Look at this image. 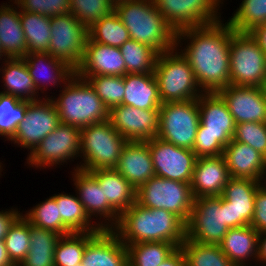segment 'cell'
Masks as SVG:
<instances>
[{
	"label": "cell",
	"instance_id": "cell-1",
	"mask_svg": "<svg viewBox=\"0 0 266 266\" xmlns=\"http://www.w3.org/2000/svg\"><path fill=\"white\" fill-rule=\"evenodd\" d=\"M234 30L220 21L176 32V48L181 39L190 42L181 54L192 67L204 93L218 92L230 84V39Z\"/></svg>",
	"mask_w": 266,
	"mask_h": 266
},
{
	"label": "cell",
	"instance_id": "cell-2",
	"mask_svg": "<svg viewBox=\"0 0 266 266\" xmlns=\"http://www.w3.org/2000/svg\"><path fill=\"white\" fill-rule=\"evenodd\" d=\"M112 230L125 245L159 241L180 247L186 238V224L177 215L136 202L119 215Z\"/></svg>",
	"mask_w": 266,
	"mask_h": 266
},
{
	"label": "cell",
	"instance_id": "cell-3",
	"mask_svg": "<svg viewBox=\"0 0 266 266\" xmlns=\"http://www.w3.org/2000/svg\"><path fill=\"white\" fill-rule=\"evenodd\" d=\"M114 11L132 40L150 46L159 54L176 47V32L157 10L153 0H117Z\"/></svg>",
	"mask_w": 266,
	"mask_h": 266
},
{
	"label": "cell",
	"instance_id": "cell-4",
	"mask_svg": "<svg viewBox=\"0 0 266 266\" xmlns=\"http://www.w3.org/2000/svg\"><path fill=\"white\" fill-rule=\"evenodd\" d=\"M198 107L200 123L192 151L197 157L222 155L236 128L227 104L217 92L203 93Z\"/></svg>",
	"mask_w": 266,
	"mask_h": 266
},
{
	"label": "cell",
	"instance_id": "cell-5",
	"mask_svg": "<svg viewBox=\"0 0 266 266\" xmlns=\"http://www.w3.org/2000/svg\"><path fill=\"white\" fill-rule=\"evenodd\" d=\"M63 87L53 99L60 123L81 129L109 119L108 108L87 80L75 74Z\"/></svg>",
	"mask_w": 266,
	"mask_h": 266
},
{
	"label": "cell",
	"instance_id": "cell-6",
	"mask_svg": "<svg viewBox=\"0 0 266 266\" xmlns=\"http://www.w3.org/2000/svg\"><path fill=\"white\" fill-rule=\"evenodd\" d=\"M176 50L175 47L157 57L154 75L162 103L194 100L204 93L196 81L190 63Z\"/></svg>",
	"mask_w": 266,
	"mask_h": 266
},
{
	"label": "cell",
	"instance_id": "cell-7",
	"mask_svg": "<svg viewBox=\"0 0 266 266\" xmlns=\"http://www.w3.org/2000/svg\"><path fill=\"white\" fill-rule=\"evenodd\" d=\"M80 157L84 163L76 169L90 172L117 166L127 140L119 134L109 120L80 129Z\"/></svg>",
	"mask_w": 266,
	"mask_h": 266
},
{
	"label": "cell",
	"instance_id": "cell-8",
	"mask_svg": "<svg viewBox=\"0 0 266 266\" xmlns=\"http://www.w3.org/2000/svg\"><path fill=\"white\" fill-rule=\"evenodd\" d=\"M266 81V54L249 32H237L230 39V84L262 87Z\"/></svg>",
	"mask_w": 266,
	"mask_h": 266
},
{
	"label": "cell",
	"instance_id": "cell-9",
	"mask_svg": "<svg viewBox=\"0 0 266 266\" xmlns=\"http://www.w3.org/2000/svg\"><path fill=\"white\" fill-rule=\"evenodd\" d=\"M136 203L148 209H164L187 223L194 197L190 183L152 177L136 189Z\"/></svg>",
	"mask_w": 266,
	"mask_h": 266
},
{
	"label": "cell",
	"instance_id": "cell-10",
	"mask_svg": "<svg viewBox=\"0 0 266 266\" xmlns=\"http://www.w3.org/2000/svg\"><path fill=\"white\" fill-rule=\"evenodd\" d=\"M159 117L158 138L177 147L193 149L200 123L198 99L162 103Z\"/></svg>",
	"mask_w": 266,
	"mask_h": 266
},
{
	"label": "cell",
	"instance_id": "cell-11",
	"mask_svg": "<svg viewBox=\"0 0 266 266\" xmlns=\"http://www.w3.org/2000/svg\"><path fill=\"white\" fill-rule=\"evenodd\" d=\"M228 230L225 198L222 195L194 199L186 223V238L188 240L219 245Z\"/></svg>",
	"mask_w": 266,
	"mask_h": 266
},
{
	"label": "cell",
	"instance_id": "cell-12",
	"mask_svg": "<svg viewBox=\"0 0 266 266\" xmlns=\"http://www.w3.org/2000/svg\"><path fill=\"white\" fill-rule=\"evenodd\" d=\"M50 22L51 38L47 53L76 70L84 57L88 28L71 13L50 17Z\"/></svg>",
	"mask_w": 266,
	"mask_h": 266
},
{
	"label": "cell",
	"instance_id": "cell-13",
	"mask_svg": "<svg viewBox=\"0 0 266 266\" xmlns=\"http://www.w3.org/2000/svg\"><path fill=\"white\" fill-rule=\"evenodd\" d=\"M223 0H153L157 10L175 32L198 27L221 19L218 16Z\"/></svg>",
	"mask_w": 266,
	"mask_h": 266
},
{
	"label": "cell",
	"instance_id": "cell-14",
	"mask_svg": "<svg viewBox=\"0 0 266 266\" xmlns=\"http://www.w3.org/2000/svg\"><path fill=\"white\" fill-rule=\"evenodd\" d=\"M49 98L45 96L41 101H27V110L24 118L10 140L22 148L30 149V153L60 124L56 105L53 102V98Z\"/></svg>",
	"mask_w": 266,
	"mask_h": 266
},
{
	"label": "cell",
	"instance_id": "cell-15",
	"mask_svg": "<svg viewBox=\"0 0 266 266\" xmlns=\"http://www.w3.org/2000/svg\"><path fill=\"white\" fill-rule=\"evenodd\" d=\"M80 128L60 123L29 154L27 163L44 167L59 165L80 156Z\"/></svg>",
	"mask_w": 266,
	"mask_h": 266
},
{
	"label": "cell",
	"instance_id": "cell-16",
	"mask_svg": "<svg viewBox=\"0 0 266 266\" xmlns=\"http://www.w3.org/2000/svg\"><path fill=\"white\" fill-rule=\"evenodd\" d=\"M152 157L155 176L190 183L197 161L196 154L184 147L155 137L147 141Z\"/></svg>",
	"mask_w": 266,
	"mask_h": 266
},
{
	"label": "cell",
	"instance_id": "cell-17",
	"mask_svg": "<svg viewBox=\"0 0 266 266\" xmlns=\"http://www.w3.org/2000/svg\"><path fill=\"white\" fill-rule=\"evenodd\" d=\"M108 120L127 141H148L158 135L159 110L139 109L121 104L109 110Z\"/></svg>",
	"mask_w": 266,
	"mask_h": 266
},
{
	"label": "cell",
	"instance_id": "cell-18",
	"mask_svg": "<svg viewBox=\"0 0 266 266\" xmlns=\"http://www.w3.org/2000/svg\"><path fill=\"white\" fill-rule=\"evenodd\" d=\"M260 181L251 178H230L224 187L226 225L229 229L251 224L254 202Z\"/></svg>",
	"mask_w": 266,
	"mask_h": 266
},
{
	"label": "cell",
	"instance_id": "cell-19",
	"mask_svg": "<svg viewBox=\"0 0 266 266\" xmlns=\"http://www.w3.org/2000/svg\"><path fill=\"white\" fill-rule=\"evenodd\" d=\"M217 93L226 102L235 124L266 123V99L261 87L229 84Z\"/></svg>",
	"mask_w": 266,
	"mask_h": 266
},
{
	"label": "cell",
	"instance_id": "cell-20",
	"mask_svg": "<svg viewBox=\"0 0 266 266\" xmlns=\"http://www.w3.org/2000/svg\"><path fill=\"white\" fill-rule=\"evenodd\" d=\"M75 74L85 80L96 75L124 76L125 61L120 48L93 42L88 37L84 57Z\"/></svg>",
	"mask_w": 266,
	"mask_h": 266
},
{
	"label": "cell",
	"instance_id": "cell-21",
	"mask_svg": "<svg viewBox=\"0 0 266 266\" xmlns=\"http://www.w3.org/2000/svg\"><path fill=\"white\" fill-rule=\"evenodd\" d=\"M230 178L223 155L198 157L190 182L194 199L221 196Z\"/></svg>",
	"mask_w": 266,
	"mask_h": 266
},
{
	"label": "cell",
	"instance_id": "cell-22",
	"mask_svg": "<svg viewBox=\"0 0 266 266\" xmlns=\"http://www.w3.org/2000/svg\"><path fill=\"white\" fill-rule=\"evenodd\" d=\"M81 263L84 266H126V245L112 229H101L86 244Z\"/></svg>",
	"mask_w": 266,
	"mask_h": 266
},
{
	"label": "cell",
	"instance_id": "cell-23",
	"mask_svg": "<svg viewBox=\"0 0 266 266\" xmlns=\"http://www.w3.org/2000/svg\"><path fill=\"white\" fill-rule=\"evenodd\" d=\"M72 172L74 185H76L78 199L84 206L86 213L92 218L93 215H99L105 220L111 221L105 224V229H112L119 220V213L104 199L103 188L100 187L98 180L90 173L84 170L75 169ZM110 219V220H109Z\"/></svg>",
	"mask_w": 266,
	"mask_h": 266
},
{
	"label": "cell",
	"instance_id": "cell-24",
	"mask_svg": "<svg viewBox=\"0 0 266 266\" xmlns=\"http://www.w3.org/2000/svg\"><path fill=\"white\" fill-rule=\"evenodd\" d=\"M135 189L155 176L147 141H127L114 168Z\"/></svg>",
	"mask_w": 266,
	"mask_h": 266
},
{
	"label": "cell",
	"instance_id": "cell-25",
	"mask_svg": "<svg viewBox=\"0 0 266 266\" xmlns=\"http://www.w3.org/2000/svg\"><path fill=\"white\" fill-rule=\"evenodd\" d=\"M230 177L260 181L266 170V157L251 146L232 139L223 154Z\"/></svg>",
	"mask_w": 266,
	"mask_h": 266
},
{
	"label": "cell",
	"instance_id": "cell-26",
	"mask_svg": "<svg viewBox=\"0 0 266 266\" xmlns=\"http://www.w3.org/2000/svg\"><path fill=\"white\" fill-rule=\"evenodd\" d=\"M23 59L26 63L29 75L33 78L36 90L38 91L45 89V82L54 85H56V83L58 84V82L59 84L60 82H63L65 85L75 75V70L72 67L63 61L52 57L47 52L26 54ZM43 76L44 79H42V81L41 78H43ZM45 78H47V81Z\"/></svg>",
	"mask_w": 266,
	"mask_h": 266
},
{
	"label": "cell",
	"instance_id": "cell-27",
	"mask_svg": "<svg viewBox=\"0 0 266 266\" xmlns=\"http://www.w3.org/2000/svg\"><path fill=\"white\" fill-rule=\"evenodd\" d=\"M122 105L139 109L159 110L162 105L154 73L125 74Z\"/></svg>",
	"mask_w": 266,
	"mask_h": 266
},
{
	"label": "cell",
	"instance_id": "cell-28",
	"mask_svg": "<svg viewBox=\"0 0 266 266\" xmlns=\"http://www.w3.org/2000/svg\"><path fill=\"white\" fill-rule=\"evenodd\" d=\"M90 173L103 188L104 199L119 214L136 202V189L114 168L92 170Z\"/></svg>",
	"mask_w": 266,
	"mask_h": 266
},
{
	"label": "cell",
	"instance_id": "cell-29",
	"mask_svg": "<svg viewBox=\"0 0 266 266\" xmlns=\"http://www.w3.org/2000/svg\"><path fill=\"white\" fill-rule=\"evenodd\" d=\"M258 236L259 233L251 225L232 228L224 235L219 246L235 266H247L250 257L257 259Z\"/></svg>",
	"mask_w": 266,
	"mask_h": 266
},
{
	"label": "cell",
	"instance_id": "cell-30",
	"mask_svg": "<svg viewBox=\"0 0 266 266\" xmlns=\"http://www.w3.org/2000/svg\"><path fill=\"white\" fill-rule=\"evenodd\" d=\"M5 4L0 7V45L7 59L24 58L27 43L20 21V11Z\"/></svg>",
	"mask_w": 266,
	"mask_h": 266
},
{
	"label": "cell",
	"instance_id": "cell-31",
	"mask_svg": "<svg viewBox=\"0 0 266 266\" xmlns=\"http://www.w3.org/2000/svg\"><path fill=\"white\" fill-rule=\"evenodd\" d=\"M4 64L2 67H5L1 68L0 72L3 69L2 77L6 90L0 93L11 95L22 101L41 100L38 99L37 93L39 92L36 90L23 58L6 59Z\"/></svg>",
	"mask_w": 266,
	"mask_h": 266
},
{
	"label": "cell",
	"instance_id": "cell-32",
	"mask_svg": "<svg viewBox=\"0 0 266 266\" xmlns=\"http://www.w3.org/2000/svg\"><path fill=\"white\" fill-rule=\"evenodd\" d=\"M60 234L30 224V248L18 266H55L54 252Z\"/></svg>",
	"mask_w": 266,
	"mask_h": 266
},
{
	"label": "cell",
	"instance_id": "cell-33",
	"mask_svg": "<svg viewBox=\"0 0 266 266\" xmlns=\"http://www.w3.org/2000/svg\"><path fill=\"white\" fill-rule=\"evenodd\" d=\"M57 203L63 225L72 232H99L105 229V223L91 224V218L86 213L84 206L77 197L66 194L52 196Z\"/></svg>",
	"mask_w": 266,
	"mask_h": 266
},
{
	"label": "cell",
	"instance_id": "cell-34",
	"mask_svg": "<svg viewBox=\"0 0 266 266\" xmlns=\"http://www.w3.org/2000/svg\"><path fill=\"white\" fill-rule=\"evenodd\" d=\"M20 21L27 43L28 54L47 52L51 38L50 17L20 11Z\"/></svg>",
	"mask_w": 266,
	"mask_h": 266
},
{
	"label": "cell",
	"instance_id": "cell-35",
	"mask_svg": "<svg viewBox=\"0 0 266 266\" xmlns=\"http://www.w3.org/2000/svg\"><path fill=\"white\" fill-rule=\"evenodd\" d=\"M125 61V74L154 73L159 53L150 46L128 40L120 47Z\"/></svg>",
	"mask_w": 266,
	"mask_h": 266
},
{
	"label": "cell",
	"instance_id": "cell-36",
	"mask_svg": "<svg viewBox=\"0 0 266 266\" xmlns=\"http://www.w3.org/2000/svg\"><path fill=\"white\" fill-rule=\"evenodd\" d=\"M88 32V37L93 42L112 47L120 48L131 39L128 30L115 11L96 21L88 28Z\"/></svg>",
	"mask_w": 266,
	"mask_h": 266
},
{
	"label": "cell",
	"instance_id": "cell-37",
	"mask_svg": "<svg viewBox=\"0 0 266 266\" xmlns=\"http://www.w3.org/2000/svg\"><path fill=\"white\" fill-rule=\"evenodd\" d=\"M180 247L185 256L186 266H235L219 245L199 243L185 238Z\"/></svg>",
	"mask_w": 266,
	"mask_h": 266
},
{
	"label": "cell",
	"instance_id": "cell-38",
	"mask_svg": "<svg viewBox=\"0 0 266 266\" xmlns=\"http://www.w3.org/2000/svg\"><path fill=\"white\" fill-rule=\"evenodd\" d=\"M97 232H72L61 235L54 252L55 266H74L82 262L88 241Z\"/></svg>",
	"mask_w": 266,
	"mask_h": 266
},
{
	"label": "cell",
	"instance_id": "cell-39",
	"mask_svg": "<svg viewBox=\"0 0 266 266\" xmlns=\"http://www.w3.org/2000/svg\"><path fill=\"white\" fill-rule=\"evenodd\" d=\"M131 266H158L177 247L169 242H141L126 245Z\"/></svg>",
	"mask_w": 266,
	"mask_h": 266
},
{
	"label": "cell",
	"instance_id": "cell-40",
	"mask_svg": "<svg viewBox=\"0 0 266 266\" xmlns=\"http://www.w3.org/2000/svg\"><path fill=\"white\" fill-rule=\"evenodd\" d=\"M237 9L228 20L234 31L249 32L266 23V0H243Z\"/></svg>",
	"mask_w": 266,
	"mask_h": 266
},
{
	"label": "cell",
	"instance_id": "cell-41",
	"mask_svg": "<svg viewBox=\"0 0 266 266\" xmlns=\"http://www.w3.org/2000/svg\"><path fill=\"white\" fill-rule=\"evenodd\" d=\"M23 216L30 224L43 229L53 230L60 235H67L71 232L63 225L59 214L56 200L53 197L34 206Z\"/></svg>",
	"mask_w": 266,
	"mask_h": 266
},
{
	"label": "cell",
	"instance_id": "cell-42",
	"mask_svg": "<svg viewBox=\"0 0 266 266\" xmlns=\"http://www.w3.org/2000/svg\"><path fill=\"white\" fill-rule=\"evenodd\" d=\"M27 110V101L0 93V135L11 140Z\"/></svg>",
	"mask_w": 266,
	"mask_h": 266
},
{
	"label": "cell",
	"instance_id": "cell-43",
	"mask_svg": "<svg viewBox=\"0 0 266 266\" xmlns=\"http://www.w3.org/2000/svg\"><path fill=\"white\" fill-rule=\"evenodd\" d=\"M4 243L11 261L18 266L30 248V223L23 215L11 226Z\"/></svg>",
	"mask_w": 266,
	"mask_h": 266
},
{
	"label": "cell",
	"instance_id": "cell-44",
	"mask_svg": "<svg viewBox=\"0 0 266 266\" xmlns=\"http://www.w3.org/2000/svg\"><path fill=\"white\" fill-rule=\"evenodd\" d=\"M86 80L108 110L122 104L125 93L124 76L96 75L89 76Z\"/></svg>",
	"mask_w": 266,
	"mask_h": 266
},
{
	"label": "cell",
	"instance_id": "cell-45",
	"mask_svg": "<svg viewBox=\"0 0 266 266\" xmlns=\"http://www.w3.org/2000/svg\"><path fill=\"white\" fill-rule=\"evenodd\" d=\"M112 11L113 0H70V13L87 28Z\"/></svg>",
	"mask_w": 266,
	"mask_h": 266
},
{
	"label": "cell",
	"instance_id": "cell-46",
	"mask_svg": "<svg viewBox=\"0 0 266 266\" xmlns=\"http://www.w3.org/2000/svg\"><path fill=\"white\" fill-rule=\"evenodd\" d=\"M233 139L251 146L266 157V123L244 122L236 124Z\"/></svg>",
	"mask_w": 266,
	"mask_h": 266
},
{
	"label": "cell",
	"instance_id": "cell-47",
	"mask_svg": "<svg viewBox=\"0 0 266 266\" xmlns=\"http://www.w3.org/2000/svg\"><path fill=\"white\" fill-rule=\"evenodd\" d=\"M20 11L41 14L47 17L70 13V0H15Z\"/></svg>",
	"mask_w": 266,
	"mask_h": 266
},
{
	"label": "cell",
	"instance_id": "cell-48",
	"mask_svg": "<svg viewBox=\"0 0 266 266\" xmlns=\"http://www.w3.org/2000/svg\"><path fill=\"white\" fill-rule=\"evenodd\" d=\"M250 225L258 233L266 232V192L260 187L255 194L254 215Z\"/></svg>",
	"mask_w": 266,
	"mask_h": 266
},
{
	"label": "cell",
	"instance_id": "cell-49",
	"mask_svg": "<svg viewBox=\"0 0 266 266\" xmlns=\"http://www.w3.org/2000/svg\"><path fill=\"white\" fill-rule=\"evenodd\" d=\"M9 211V212H8ZM0 212V241L4 240L14 222L22 215L17 209Z\"/></svg>",
	"mask_w": 266,
	"mask_h": 266
},
{
	"label": "cell",
	"instance_id": "cell-50",
	"mask_svg": "<svg viewBox=\"0 0 266 266\" xmlns=\"http://www.w3.org/2000/svg\"><path fill=\"white\" fill-rule=\"evenodd\" d=\"M158 266H186L185 256L181 247H177L165 260Z\"/></svg>",
	"mask_w": 266,
	"mask_h": 266
},
{
	"label": "cell",
	"instance_id": "cell-51",
	"mask_svg": "<svg viewBox=\"0 0 266 266\" xmlns=\"http://www.w3.org/2000/svg\"><path fill=\"white\" fill-rule=\"evenodd\" d=\"M249 33L266 54V23L256 26Z\"/></svg>",
	"mask_w": 266,
	"mask_h": 266
},
{
	"label": "cell",
	"instance_id": "cell-52",
	"mask_svg": "<svg viewBox=\"0 0 266 266\" xmlns=\"http://www.w3.org/2000/svg\"><path fill=\"white\" fill-rule=\"evenodd\" d=\"M257 260L266 263V232L259 233Z\"/></svg>",
	"mask_w": 266,
	"mask_h": 266
},
{
	"label": "cell",
	"instance_id": "cell-53",
	"mask_svg": "<svg viewBox=\"0 0 266 266\" xmlns=\"http://www.w3.org/2000/svg\"><path fill=\"white\" fill-rule=\"evenodd\" d=\"M0 266H16L8 255L4 240L0 241Z\"/></svg>",
	"mask_w": 266,
	"mask_h": 266
},
{
	"label": "cell",
	"instance_id": "cell-54",
	"mask_svg": "<svg viewBox=\"0 0 266 266\" xmlns=\"http://www.w3.org/2000/svg\"><path fill=\"white\" fill-rule=\"evenodd\" d=\"M263 175L266 176V170H265ZM263 175L260 178V188L266 192V185H265L266 184V182H265L266 180L264 181V184L262 182L263 181L262 179H266V178H264Z\"/></svg>",
	"mask_w": 266,
	"mask_h": 266
},
{
	"label": "cell",
	"instance_id": "cell-55",
	"mask_svg": "<svg viewBox=\"0 0 266 266\" xmlns=\"http://www.w3.org/2000/svg\"><path fill=\"white\" fill-rule=\"evenodd\" d=\"M261 88L263 90V93H264V96H265V99H266V81L263 83Z\"/></svg>",
	"mask_w": 266,
	"mask_h": 266
},
{
	"label": "cell",
	"instance_id": "cell-56",
	"mask_svg": "<svg viewBox=\"0 0 266 266\" xmlns=\"http://www.w3.org/2000/svg\"><path fill=\"white\" fill-rule=\"evenodd\" d=\"M3 56H4V60H6L5 55H4V53H3V51H2V48H1V45H0V59H1V57H3Z\"/></svg>",
	"mask_w": 266,
	"mask_h": 266
},
{
	"label": "cell",
	"instance_id": "cell-57",
	"mask_svg": "<svg viewBox=\"0 0 266 266\" xmlns=\"http://www.w3.org/2000/svg\"><path fill=\"white\" fill-rule=\"evenodd\" d=\"M74 266H84V265H82V263H79V264H77V265H74Z\"/></svg>",
	"mask_w": 266,
	"mask_h": 266
}]
</instances>
